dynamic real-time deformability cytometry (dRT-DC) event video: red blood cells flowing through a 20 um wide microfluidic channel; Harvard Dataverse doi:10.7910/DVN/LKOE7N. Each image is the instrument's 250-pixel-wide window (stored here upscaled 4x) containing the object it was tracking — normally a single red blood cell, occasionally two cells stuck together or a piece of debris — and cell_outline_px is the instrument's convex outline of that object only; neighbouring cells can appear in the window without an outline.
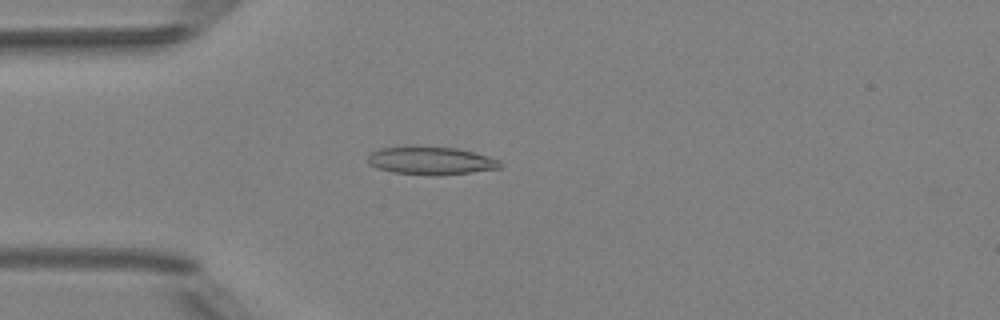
{"species": "Egyptian fruit bat (a non-hibernating species)", "species_latin": "Rousettus aegyptiacus", "temperature_condition": "room temperature", "stored_images_in_passage": 4, "camera_frame_rate_fps": 3000, "um_per_image_px": 0.085, "animal": {"sex": "female"}, "frame": {"image": 1, "passage_image": 3, "time_ms": 2.333, "image_size_px": [1000, 320], "cell_outline_px": [[504, 164], [500, 168], [472, 172], [436, 176], [432, 176], [392, 172], [376, 168], [368, 164], [368, 152], [380, 148], [416, 144], [456, 148], [488, 156], [500, 160]], "centroid_in_image_um": [36.58, 13.63], "position_along_channel_um": 48.4, "area_um2": 22.37}}